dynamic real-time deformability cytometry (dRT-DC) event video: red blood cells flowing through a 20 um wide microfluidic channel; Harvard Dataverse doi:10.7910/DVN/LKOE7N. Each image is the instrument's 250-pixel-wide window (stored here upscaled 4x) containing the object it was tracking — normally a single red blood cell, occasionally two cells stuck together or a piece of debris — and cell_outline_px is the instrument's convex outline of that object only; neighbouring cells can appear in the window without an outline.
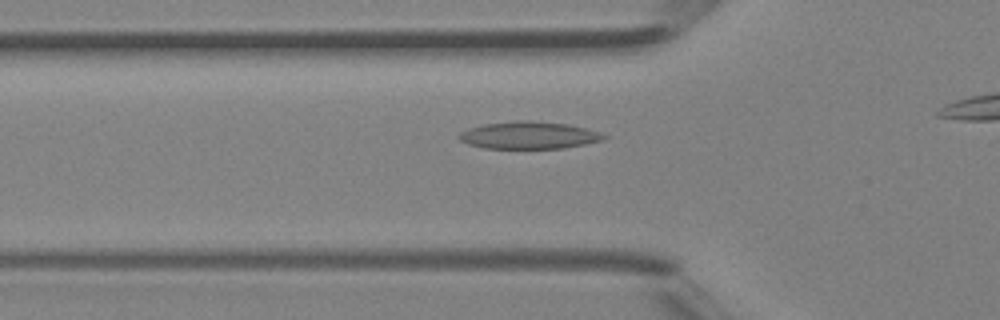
{"species": "Egyptian fruit bat (a non-hibernating species)", "species_latin": "Rousettus aegyptiacus", "temperature_condition": "room temperature", "stored_images_in_passage": 29, "camera_frame_rate_fps": 3000, "um_per_image_px": 0.085, "animal": {"sex": "female"}, "frame": {"image": 1, "passage_image": 7, "time_ms": 2.0, "image_size_px": [1000, 320], "cell_outline_px": [[608, 136], [604, 140], [564, 148], [484, 148], [468, 144], [460, 140], [456, 136], [460, 132], [468, 128], [484, 124], [516, 120], [532, 120], [568, 124], [600, 132]], "centroid_in_image_um": [44.94, 11.49], "position_along_channel_um": 80.9, "area_um2": 23.12}}
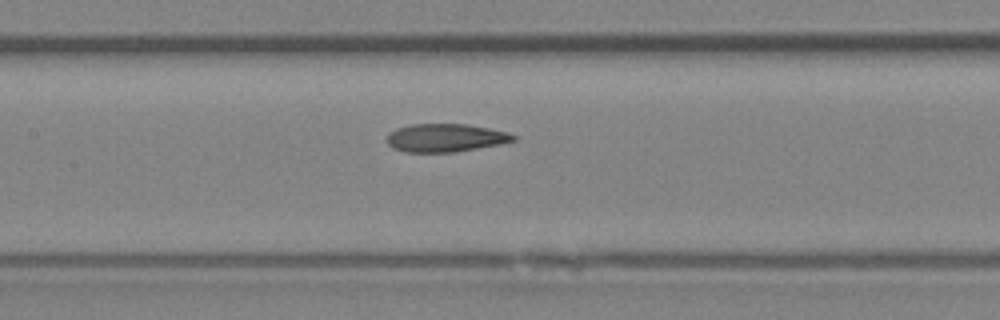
{"frame": {"image": 2, "passage_image": 13, "time_ms": 4.0, "image_size_px": [1000, 320], "cell_outline_px": [[520, 136], [516, 140], [500, 144], [452, 152], [408, 152], [392, 148], [388, 144], [388, 132], [396, 128], [412, 124], [468, 124], [508, 132]], "centroid_in_image_um": [37.89, 11.7], "position_along_channel_um": 169.5, "area_um2": 20.75}}
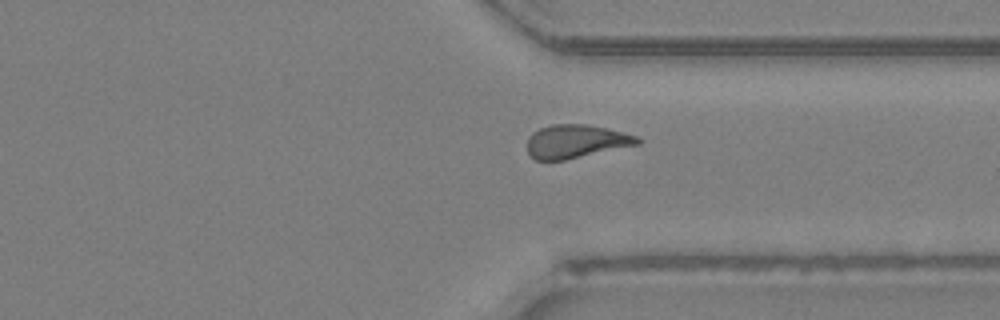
{"frame": {"image": 3, "passage_image": 26, "time_ms": 8.333, "image_size_px": [1000, 320], "cell_outline_px": [[640, 144], [564, 160], [536, 160], [528, 152], [528, 136], [532, 132], [540, 128], [552, 124], [584, 124], [604, 128], [636, 136], [640, 140]], "centroid_in_image_um": [48.92, 12.02], "position_along_channel_um": 362.5, "area_um2": 21.15}}